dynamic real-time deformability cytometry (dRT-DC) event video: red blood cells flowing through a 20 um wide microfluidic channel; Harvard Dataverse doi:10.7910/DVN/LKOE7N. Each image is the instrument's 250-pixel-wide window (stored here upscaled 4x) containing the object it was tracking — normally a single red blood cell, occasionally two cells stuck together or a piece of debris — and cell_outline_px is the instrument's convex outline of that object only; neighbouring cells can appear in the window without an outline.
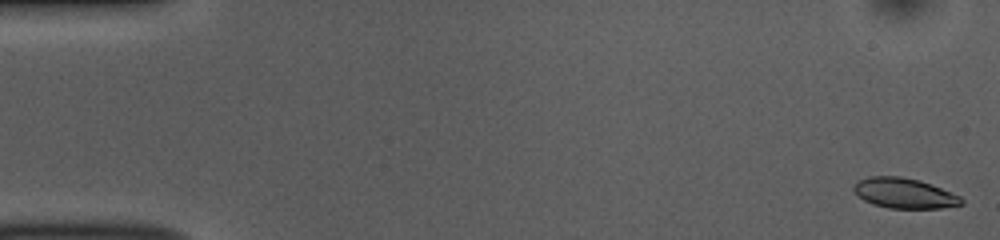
{"species": "common noctule bat (a hibernating species)", "species_latin": "Nyctalus noctula", "temperature_condition": "room temperature", "stored_images_in_passage": 52, "camera_frame_rate_fps": 3000, "um_per_image_px": 0.085, "animal": {"sex": "female", "body_mass_g": 10.0, "forearm_length_mm": 53.1}, "frame": {"image": 1, "passage_image": 1, "time_ms": 0.0, "image_size_px": [1000, 240], "cell_outline_px": [[964, 204], [940, 208], [888, 208], [872, 204], [864, 200], [852, 188], [852, 184], [868, 176], [900, 176], [920, 180], [932, 184], [960, 196], [964, 200]], "centroid_in_image_um": [76.87, 16.41], "position_along_channel_um": 8.1, "area_um2": 19.02}}
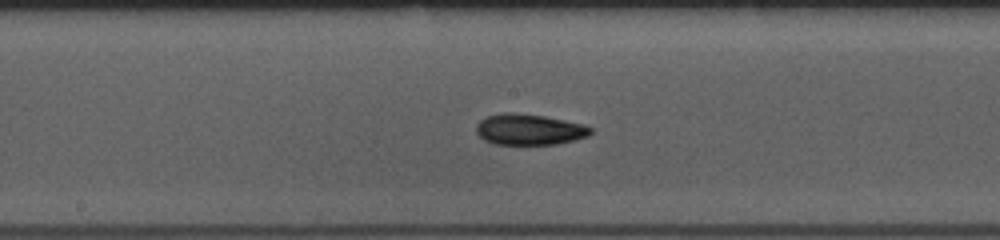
{"frame": {"image": 2, "passage_image": 27, "time_ms": 8.667, "image_size_px": [1000, 240], "cell_outline_px": [[592, 132], [588, 136], [576, 140], [556, 144], [492, 144], [484, 140], [476, 132], [476, 124], [480, 120], [488, 116], [504, 112], [512, 112], [544, 116], [584, 124], [592, 128]], "centroid_in_image_um": [44.99, 11.01], "position_along_channel_um": 203.2, "area_um2": 20.69}}
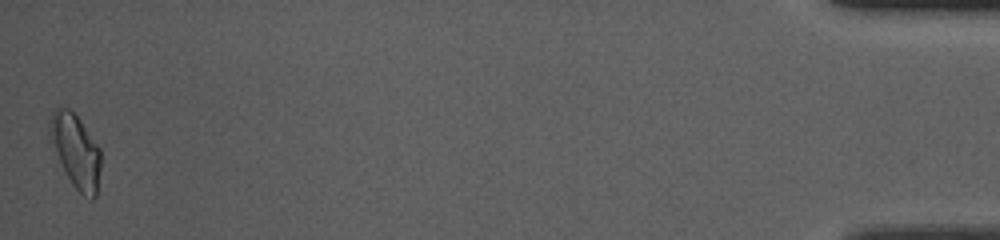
{"frame": {"image": 3, "passage_image": 52, "time_ms": 17.0, "image_size_px": [1000, 240], "cell_outline_px": [[100, 168], [96, 196], [92, 200], [84, 196], [72, 184], [48, 136], [48, 124], [52, 112], [60, 104], [68, 108], [80, 120], [100, 148]], "centroid_in_image_um": [6.42, 12.78], "position_along_channel_um": 428.8, "area_um2": 21.62}, "authors_computed_cell_mechanics": {"area_um2": 19.7965, "velocity_mm_per_s": 3.8119, "shape_relaxation_time_tau1_ms": 4.6363, "shape_relaxation_time_tau2_ms": 5.3033, "deformation_change_tau1": 0.1365, "deformation_change_tau2": 0.1021}}